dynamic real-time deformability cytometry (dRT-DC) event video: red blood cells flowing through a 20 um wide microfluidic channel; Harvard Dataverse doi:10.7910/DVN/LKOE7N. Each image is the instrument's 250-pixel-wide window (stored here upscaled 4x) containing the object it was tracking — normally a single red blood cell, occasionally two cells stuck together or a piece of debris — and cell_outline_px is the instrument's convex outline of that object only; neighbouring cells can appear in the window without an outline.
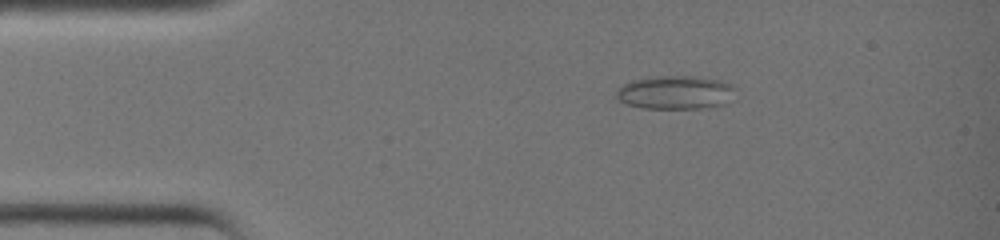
{"species": "common noctule bat (a hibernating species)", "species_latin": "Nyctalus noctula", "temperature_condition": "warm", "stored_images_in_passage": 39, "camera_frame_rate_fps": 3000, "um_per_image_px": 0.085, "animal": {"sex": "female", "body_mass_g": 19.0, "forearm_length_mm": 51.5}, "frame": {"image": 1, "passage_image": 7, "time_ms": 2.0, "image_size_px": [1000, 240], "cell_outline_px": [[736, 88], [724, 104], [700, 108], [644, 108], [624, 104], [616, 100], [616, 88], [632, 80], [652, 76], [696, 76], [720, 80], [732, 84]], "centroid_in_image_um": [57.34, 7.84], "position_along_channel_um": 27.7, "area_um2": 23.35}}
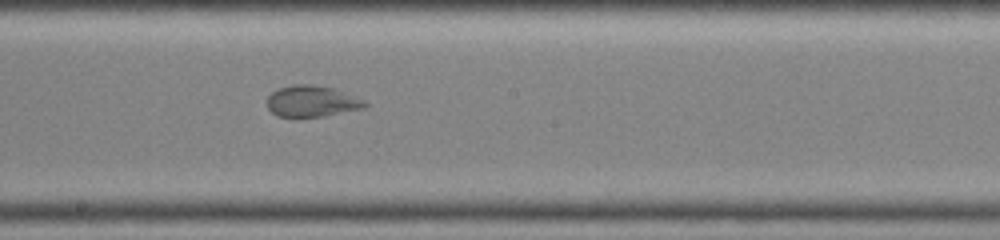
{"frame": {"image": 2, "passage_image": 22, "time_ms": 7.0, "image_size_px": [1000, 240], "cell_outline_px": [[368, 104], [364, 108], [324, 116], [276, 116], [268, 108], [268, 96], [272, 92], [280, 88], [292, 84], [312, 84], [332, 88], [364, 100]], "centroid_in_image_um": [26.5, 8.6], "position_along_channel_um": 221.7, "area_um2": 17.51}}
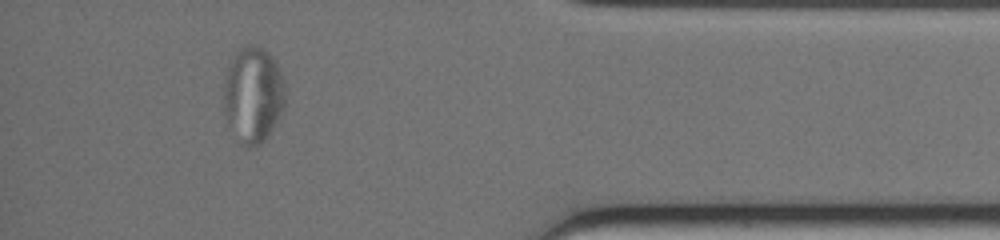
{"frame": {"image": 3, "passage_image": 35, "time_ms": 11.333, "image_size_px": [1000, 240], "cell_outline_px": [[284, 108], [280, 116], [268, 136], [260, 144], [244, 148], [240, 144], [228, 124], [224, 112], [224, 76], [232, 56], [244, 44], [256, 44], [264, 48], [276, 60], [284, 80]], "centroid_in_image_um": [21.5, 8.03], "position_along_channel_um": 413.7, "area_um2": 35.03}}